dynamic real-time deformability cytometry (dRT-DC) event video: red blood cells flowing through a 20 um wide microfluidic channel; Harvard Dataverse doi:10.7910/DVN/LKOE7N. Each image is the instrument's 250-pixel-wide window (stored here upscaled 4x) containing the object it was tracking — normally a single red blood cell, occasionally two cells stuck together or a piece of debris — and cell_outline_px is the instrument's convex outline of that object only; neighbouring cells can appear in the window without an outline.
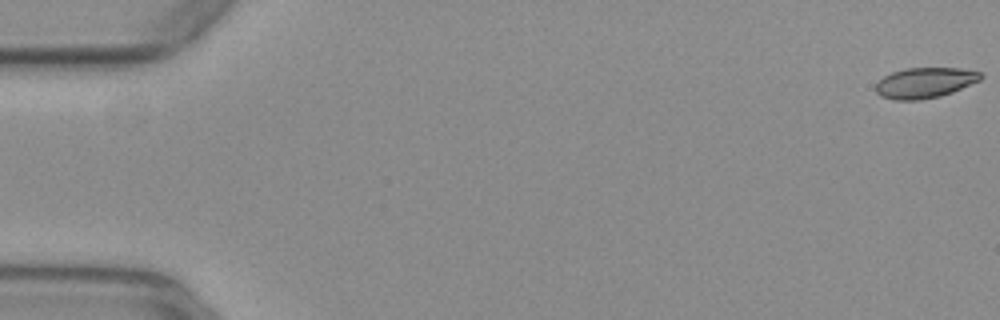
{"species": "common noctule bat (a hibernating species)", "species_latin": "Nyctalus noctula", "temperature_condition": "warm", "stored_images_in_passage": 22, "camera_frame_rate_fps": 3000, "um_per_image_px": 0.085, "animal": {"sex": "female", "body_mass_g": 29.2, "forearm_length_mm": 56.3}, "frame": {"image": 1, "passage_image": 1, "time_ms": 0.0, "image_size_px": [1000, 320], "cell_outline_px": [[984, 76], [980, 80], [952, 92], [940, 96], [920, 100], [892, 100], [880, 96], [876, 92], [876, 84], [884, 76], [892, 72], [904, 68], [960, 68], [980, 72]], "centroid_in_image_um": [78.6, 7.04], "position_along_channel_um": 6.4, "area_um2": 18.67}}
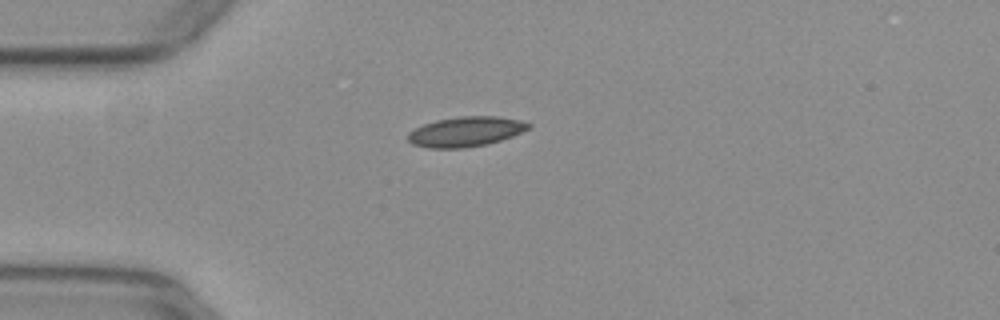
{"frame": {"image": 2, "passage_image": 15, "time_ms": 4.667, "image_size_px": [1000, 320], "cell_outline_px": [[532, 128], [512, 136], [488, 144], [464, 148], [428, 148], [412, 144], [408, 140], [408, 132], [424, 124], [436, 120], [460, 116], [496, 116], [520, 120], [532, 124]], "centroid_in_image_um": [39.61, 11.19], "position_along_channel_um": 45.4, "area_um2": 21.1}}